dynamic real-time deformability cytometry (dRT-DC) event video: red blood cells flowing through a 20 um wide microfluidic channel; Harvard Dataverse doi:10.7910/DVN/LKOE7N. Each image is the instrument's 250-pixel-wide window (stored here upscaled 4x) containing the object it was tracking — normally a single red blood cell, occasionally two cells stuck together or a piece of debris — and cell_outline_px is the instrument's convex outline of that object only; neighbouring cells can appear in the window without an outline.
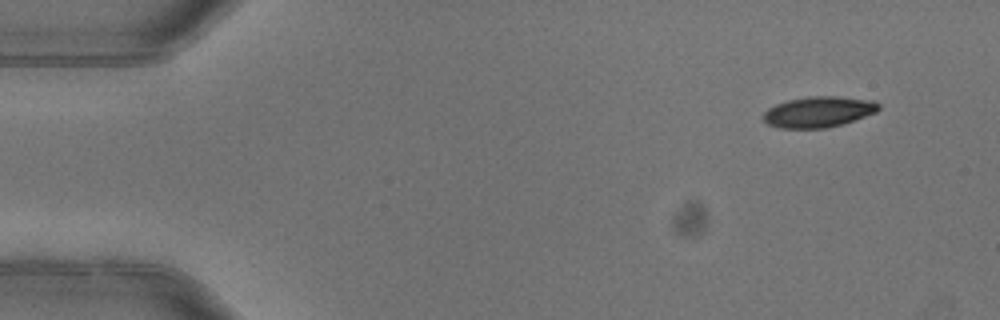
{"species": "common noctule bat (a hibernating species)", "species_latin": "Nyctalus noctula", "temperature_condition": "warm", "stored_images_in_passage": 6, "segment_of_instrument_passage": [2, 2], "camera_frame_rate_fps": 3000, "um_per_image_px": 0.085, "animal": {"sex": "female"}, "frame": {"image": 1, "passage_image": 6, "time_ms": 1.667, "image_size_px": [1000, 320], "cell_outline_px": [[880, 108], [876, 112], [828, 128], [780, 128], [768, 124], [760, 116], [768, 108], [776, 104], [788, 100], [808, 96], [836, 96], [876, 100], [880, 104]], "centroid_in_image_um": [69.56, 9.5], "position_along_channel_um": 15.4, "area_um2": 20.75}}